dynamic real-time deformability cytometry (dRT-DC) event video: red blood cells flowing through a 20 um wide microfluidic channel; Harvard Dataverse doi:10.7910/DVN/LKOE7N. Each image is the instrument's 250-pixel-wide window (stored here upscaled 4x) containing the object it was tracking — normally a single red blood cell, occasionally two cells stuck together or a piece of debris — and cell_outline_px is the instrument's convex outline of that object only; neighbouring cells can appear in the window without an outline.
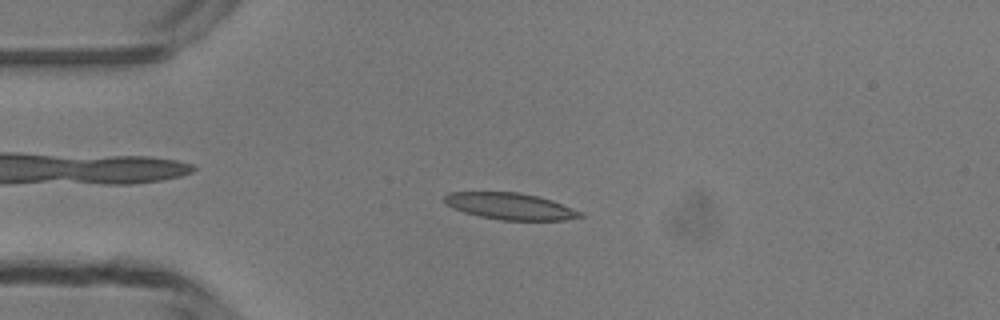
{"species": "common noctule bat (a hibernating species)", "species_latin": "Nyctalus noctula", "temperature_condition": "room temperature", "stored_images_in_passage": 48, "camera_frame_rate_fps": 3000, "um_per_image_px": 0.085, "animal": {"sex": "male", "body_mass_g": 13.3}, "frame": {"image": 1, "passage_image": 11, "time_ms": 3.333, "image_size_px": [1000, 320], "cell_outline_px": [[584, 216], [564, 220], [500, 220], [480, 216], [464, 212], [452, 208], [444, 204], [444, 196], [448, 192], [520, 192], [552, 200], [584, 212]], "centroid_in_image_um": [43.36, 17.53], "position_along_channel_um": 41.6, "area_um2": 21.15}}
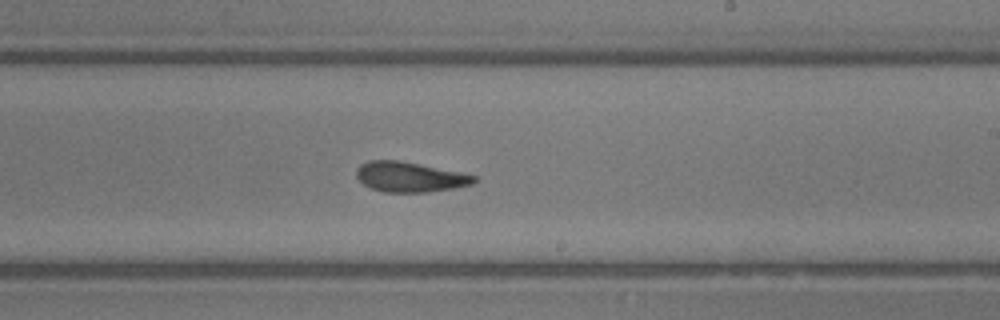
{"frame": {"image": 2, "passage_image": 28, "time_ms": 9.0, "image_size_px": [1000, 320], "cell_outline_px": [[476, 180], [472, 184], [452, 188], [428, 192], [384, 192], [372, 188], [364, 184], [356, 176], [356, 168], [360, 164], [368, 160], [400, 160], [460, 172], [476, 176]], "centroid_in_image_um": [34.8, 15.03], "position_along_channel_um": 254.2, "area_um2": 20.52}}
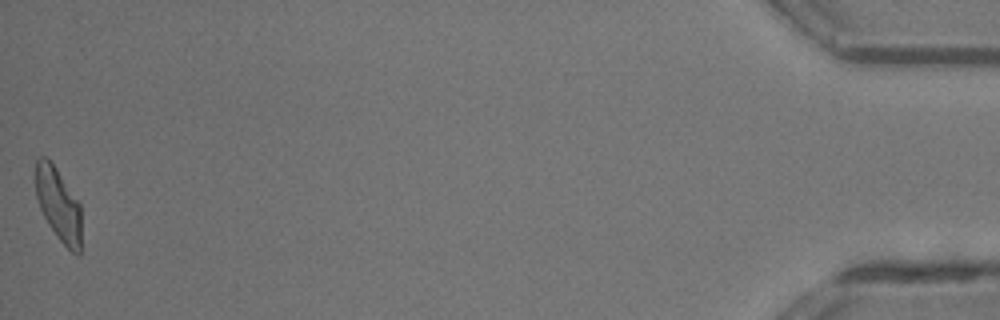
{"frame": {"image": 3, "passage_image": 48, "time_ms": 15.667, "image_size_px": [1000, 320], "cell_outline_px": [[80, 256], [76, 256], [56, 236], [48, 224], [40, 208], [36, 196], [36, 160], [40, 156], [44, 156], [56, 168], [80, 204]], "centroid_in_image_um": [4.96, 17.41], "position_along_channel_um": 430.2, "area_um2": 19.19}, "authors_computed_cell_mechanics": {"area_um2": 20.9525, "velocity_mm_per_s": 4.1748, "shape_relaxation_time_tau1_ms": 3.5499, "shape_relaxation_time_tau2_ms": 2.6064, "deformation_change_tau1": 0.1525, "deformation_change_tau2": 0.1235}}